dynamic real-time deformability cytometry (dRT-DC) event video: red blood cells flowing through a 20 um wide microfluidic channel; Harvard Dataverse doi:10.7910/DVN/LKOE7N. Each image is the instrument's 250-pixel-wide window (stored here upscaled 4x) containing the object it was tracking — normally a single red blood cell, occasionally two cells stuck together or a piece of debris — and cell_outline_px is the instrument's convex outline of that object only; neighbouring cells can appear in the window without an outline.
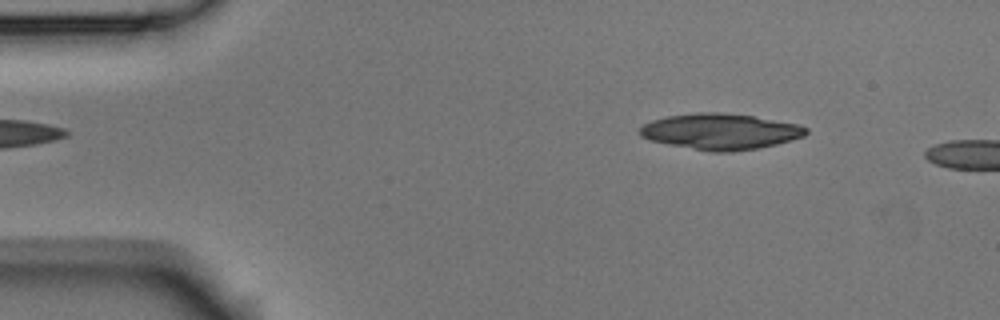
{"species": "Egyptian fruit bat (a non-hibernating species)", "species_latin": "Rousettus aegyptiacus", "temperature_condition": "room temperature", "stored_images_in_passage": 3, "camera_frame_rate_fps": 3000, "um_per_image_px": 0.085, "animal": {"sex": "male"}, "frame": {"image": 1, "passage_image": 2, "time_ms": 0.333, "image_size_px": [1000, 320], "cell_outline_px": [[808, 132], [804, 136], [792, 140], [776, 144], [756, 148], [728, 152], [712, 152], [668, 144], [648, 140], [640, 136], [636, 132], [644, 124], [652, 120], [668, 116], [696, 112], [716, 112], [752, 116], [800, 124], [808, 128]], "centroid_in_image_um": [61.22, 11.18], "position_along_channel_um": 23.8, "area_um2": 34.8}}